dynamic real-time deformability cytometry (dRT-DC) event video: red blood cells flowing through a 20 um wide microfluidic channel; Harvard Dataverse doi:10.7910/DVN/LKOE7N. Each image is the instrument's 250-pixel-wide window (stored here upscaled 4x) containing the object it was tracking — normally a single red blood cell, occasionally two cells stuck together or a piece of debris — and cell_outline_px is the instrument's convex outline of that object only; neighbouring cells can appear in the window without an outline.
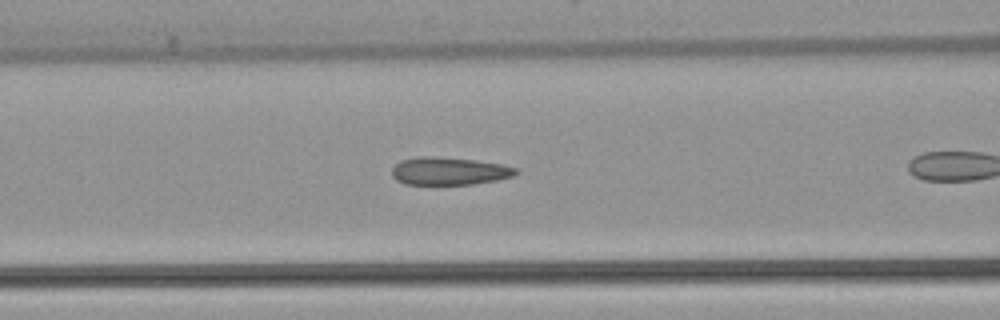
{"species": "common noctule bat (a hibernating species)", "species_latin": "Nyctalus noctula", "temperature_condition": "warm", "stored_images_in_passage": 27, "camera_frame_rate_fps": 3000, "um_per_image_px": 0.085, "animal": {"sex": "female", "body_mass_g": 22.7, "forearm_length_mm": 54.2}, "frame": {"image": 1, "passage_image": 8, "time_ms": 2.333, "image_size_px": [1000, 320], "cell_outline_px": [[520, 172], [512, 176], [496, 180], [472, 184], [404, 184], [396, 180], [392, 176], [392, 168], [400, 160], [416, 156], [432, 156], [476, 160], [500, 164], [520, 168]], "centroid_in_image_um": [38.17, 14.53], "position_along_channel_um": 128.4, "area_um2": 20.17}}
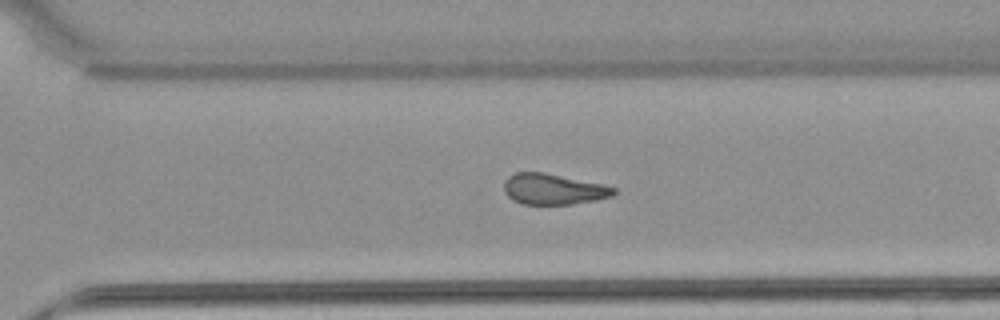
{"frame": {"image": 2, "passage_image": 23, "time_ms": 7.333, "image_size_px": [1000, 320], "cell_outline_px": [[616, 192], [612, 196], [596, 200], [572, 204], [524, 204], [512, 200], [504, 192], [504, 180], [508, 176], [516, 172], [544, 172], [600, 184], [616, 188]], "centroid_in_image_um": [46.99, 16.08], "position_along_channel_um": 323.6, "area_um2": 19.59}}